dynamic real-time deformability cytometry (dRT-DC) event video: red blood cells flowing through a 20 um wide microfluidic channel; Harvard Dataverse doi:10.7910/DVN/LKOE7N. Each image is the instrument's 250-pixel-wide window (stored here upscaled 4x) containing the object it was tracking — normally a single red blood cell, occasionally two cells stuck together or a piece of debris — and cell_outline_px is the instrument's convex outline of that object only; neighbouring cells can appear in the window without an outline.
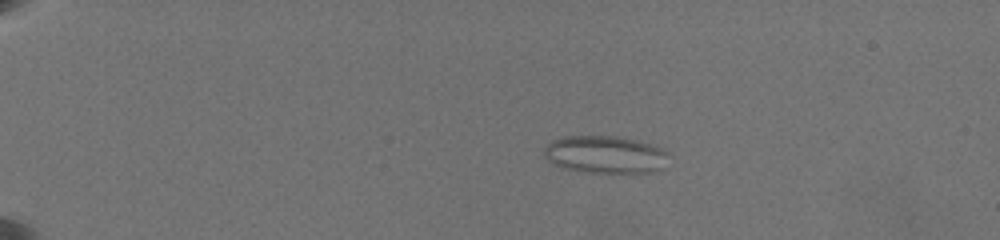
{"species": "common noctule bat (a hibernating species)", "species_latin": "Nyctalus noctula", "temperature_condition": "warm", "stored_images_in_passage": 49, "camera_frame_rate_fps": 3000, "um_per_image_px": 0.085, "animal": {"sex": "female", "body_mass_g": 19.5, "forearm_length_mm": 54.1}, "frame": {"image": 1, "passage_image": 1, "time_ms": 0.0, "image_size_px": [1000, 240], "cell_outline_px": [[668, 152], [660, 168], [656, 172], [588, 172], [560, 168], [552, 164], [544, 156], [544, 148], [552, 140], [564, 136], [616, 136], [636, 140], [652, 144], [664, 148]], "centroid_in_image_um": [51.39, 13.13], "position_along_channel_um": 33.6, "area_um2": 27.17}}
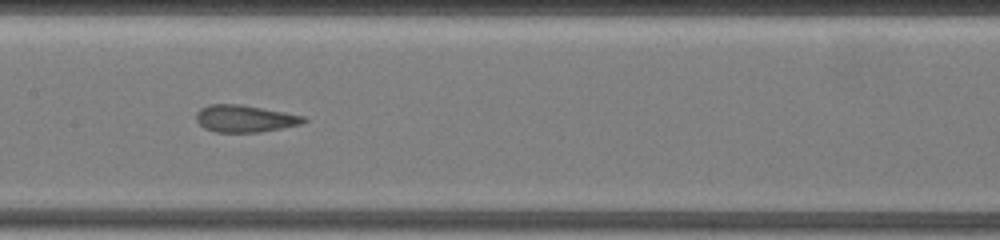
{"frame": {"image": 2, "passage_image": 22, "time_ms": 7.0, "image_size_px": [1000, 240], "cell_outline_px": [[308, 120], [300, 124], [260, 132], [216, 132], [204, 128], [196, 120], [196, 112], [200, 108], [208, 104], [240, 104], [284, 112], [304, 116]], "centroid_in_image_um": [20.77, 10.07], "position_along_channel_um": 186.6, "area_um2": 16.88}}
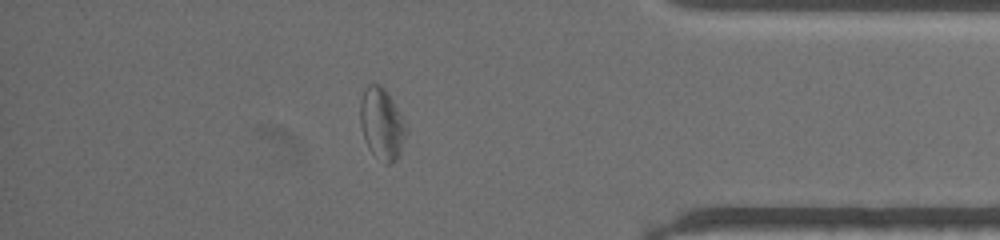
{"frame": {"image": 3, "passage_image": 42, "time_ms": 13.667, "image_size_px": [1000, 240], "cell_outline_px": [[408, 132], [396, 160], [388, 164], [372, 152], [368, 148], [364, 140], [360, 124], [360, 100], [364, 88], [368, 84], [380, 84], [384, 88], [408, 128]], "centroid_in_image_um": [32.43, 10.5], "position_along_channel_um": 402.8, "area_um2": 18.9}, "authors_computed_cell_mechanics": {"area_um2": 18.0336, "velocity_mm_per_s": 3.5562, "shape_relaxation_time_tau1_ms": null, "shape_relaxation_time_tau2_ms": 1.5632, "deformation_change_tau1": null, "deformation_change_tau2": 0.1111}}